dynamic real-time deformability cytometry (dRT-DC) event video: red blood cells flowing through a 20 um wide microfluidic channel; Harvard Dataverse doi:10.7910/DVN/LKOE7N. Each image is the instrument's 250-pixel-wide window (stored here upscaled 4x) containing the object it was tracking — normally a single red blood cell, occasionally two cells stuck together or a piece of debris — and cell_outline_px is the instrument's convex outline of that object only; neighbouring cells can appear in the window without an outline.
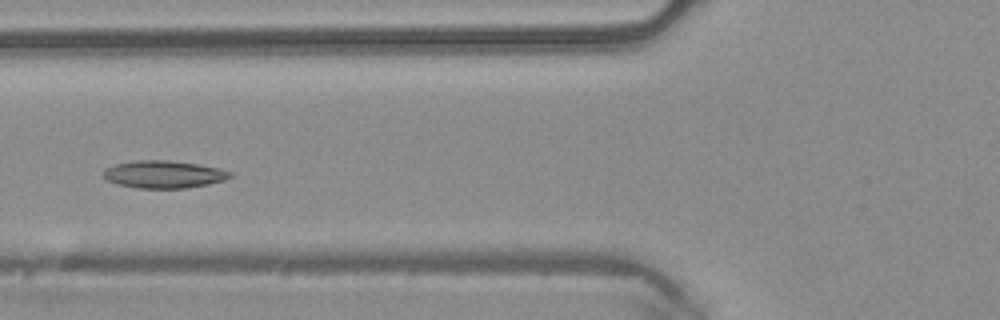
{"species": "common noctule bat (a hibernating species)", "species_latin": "Nyctalus noctula", "temperature_condition": "warm", "stored_images_in_passage": 6, "camera_frame_rate_fps": 3000, "um_per_image_px": 0.085, "animal": {"sex": "male", "body_mass_g": 20.4}, "frame": {"image": 1, "passage_image": 6, "time_ms": 1.667, "image_size_px": [1000, 320], "cell_outline_px": [[232, 176], [224, 180], [208, 184], [184, 188], [136, 188], [120, 184], [108, 180], [100, 176], [104, 168], [116, 164], [136, 160], [168, 160], [200, 164], [220, 168], [232, 172]], "centroid_in_image_um": [13.91, 14.81], "position_along_channel_um": 111.9, "area_um2": 20.4}}